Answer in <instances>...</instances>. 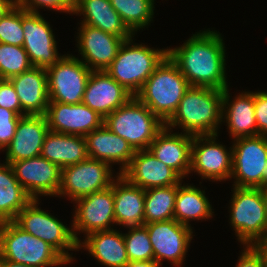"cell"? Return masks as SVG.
<instances>
[{
  "label": "cell",
  "mask_w": 267,
  "mask_h": 267,
  "mask_svg": "<svg viewBox=\"0 0 267 267\" xmlns=\"http://www.w3.org/2000/svg\"><path fill=\"white\" fill-rule=\"evenodd\" d=\"M74 202L77 206L71 227L78 243L81 240L77 234L81 232L87 236L96 231L113 229L110 226L115 224L113 184L105 190L78 198Z\"/></svg>",
  "instance_id": "7c38bea8"
},
{
  "label": "cell",
  "mask_w": 267,
  "mask_h": 267,
  "mask_svg": "<svg viewBox=\"0 0 267 267\" xmlns=\"http://www.w3.org/2000/svg\"><path fill=\"white\" fill-rule=\"evenodd\" d=\"M0 107L14 111L21 116L20 100L9 79H5L0 85Z\"/></svg>",
  "instance_id": "60d3db41"
},
{
  "label": "cell",
  "mask_w": 267,
  "mask_h": 267,
  "mask_svg": "<svg viewBox=\"0 0 267 267\" xmlns=\"http://www.w3.org/2000/svg\"><path fill=\"white\" fill-rule=\"evenodd\" d=\"M89 158L120 165L121 174L130 164L134 149L122 137L110 131L104 124L85 136ZM120 163V164H119Z\"/></svg>",
  "instance_id": "d4e9b609"
},
{
  "label": "cell",
  "mask_w": 267,
  "mask_h": 267,
  "mask_svg": "<svg viewBox=\"0 0 267 267\" xmlns=\"http://www.w3.org/2000/svg\"><path fill=\"white\" fill-rule=\"evenodd\" d=\"M0 259L30 267L68 265L52 246L25 232L14 221L0 223Z\"/></svg>",
  "instance_id": "8992f818"
},
{
  "label": "cell",
  "mask_w": 267,
  "mask_h": 267,
  "mask_svg": "<svg viewBox=\"0 0 267 267\" xmlns=\"http://www.w3.org/2000/svg\"><path fill=\"white\" fill-rule=\"evenodd\" d=\"M48 131L49 126L45 115L22 116L16 126L14 138L5 149V162L11 164L41 155Z\"/></svg>",
  "instance_id": "44dd1931"
},
{
  "label": "cell",
  "mask_w": 267,
  "mask_h": 267,
  "mask_svg": "<svg viewBox=\"0 0 267 267\" xmlns=\"http://www.w3.org/2000/svg\"><path fill=\"white\" fill-rule=\"evenodd\" d=\"M168 56V48L154 49L125 40L117 56L105 70L117 83L133 96L142 89L145 81Z\"/></svg>",
  "instance_id": "3957f363"
},
{
  "label": "cell",
  "mask_w": 267,
  "mask_h": 267,
  "mask_svg": "<svg viewBox=\"0 0 267 267\" xmlns=\"http://www.w3.org/2000/svg\"><path fill=\"white\" fill-rule=\"evenodd\" d=\"M233 142V187L262 189V171L267 165V136L242 137Z\"/></svg>",
  "instance_id": "8fae6325"
},
{
  "label": "cell",
  "mask_w": 267,
  "mask_h": 267,
  "mask_svg": "<svg viewBox=\"0 0 267 267\" xmlns=\"http://www.w3.org/2000/svg\"><path fill=\"white\" fill-rule=\"evenodd\" d=\"M189 88V82L167 56L145 81L136 97L166 123Z\"/></svg>",
  "instance_id": "277c9868"
},
{
  "label": "cell",
  "mask_w": 267,
  "mask_h": 267,
  "mask_svg": "<svg viewBox=\"0 0 267 267\" xmlns=\"http://www.w3.org/2000/svg\"><path fill=\"white\" fill-rule=\"evenodd\" d=\"M21 117L14 111L0 107V150L4 151L14 138Z\"/></svg>",
  "instance_id": "74e56055"
},
{
  "label": "cell",
  "mask_w": 267,
  "mask_h": 267,
  "mask_svg": "<svg viewBox=\"0 0 267 267\" xmlns=\"http://www.w3.org/2000/svg\"><path fill=\"white\" fill-rule=\"evenodd\" d=\"M223 91L190 86L165 126L169 129L179 126L183 133L193 136L218 134L222 124Z\"/></svg>",
  "instance_id": "7a4b0ae2"
},
{
  "label": "cell",
  "mask_w": 267,
  "mask_h": 267,
  "mask_svg": "<svg viewBox=\"0 0 267 267\" xmlns=\"http://www.w3.org/2000/svg\"><path fill=\"white\" fill-rule=\"evenodd\" d=\"M267 187V165L262 171V188Z\"/></svg>",
  "instance_id": "f6af8a7d"
},
{
  "label": "cell",
  "mask_w": 267,
  "mask_h": 267,
  "mask_svg": "<svg viewBox=\"0 0 267 267\" xmlns=\"http://www.w3.org/2000/svg\"><path fill=\"white\" fill-rule=\"evenodd\" d=\"M5 79L0 75V85L2 84V82L4 81Z\"/></svg>",
  "instance_id": "c3c4849f"
},
{
  "label": "cell",
  "mask_w": 267,
  "mask_h": 267,
  "mask_svg": "<svg viewBox=\"0 0 267 267\" xmlns=\"http://www.w3.org/2000/svg\"><path fill=\"white\" fill-rule=\"evenodd\" d=\"M173 131L166 126L149 146L154 156L185 178L191 169L193 135Z\"/></svg>",
  "instance_id": "7402d4cb"
},
{
  "label": "cell",
  "mask_w": 267,
  "mask_h": 267,
  "mask_svg": "<svg viewBox=\"0 0 267 267\" xmlns=\"http://www.w3.org/2000/svg\"><path fill=\"white\" fill-rule=\"evenodd\" d=\"M112 166L106 162L87 158L83 162L62 168L57 197L67 196L69 200L105 190L112 186L115 178Z\"/></svg>",
  "instance_id": "9c48e42d"
},
{
  "label": "cell",
  "mask_w": 267,
  "mask_h": 267,
  "mask_svg": "<svg viewBox=\"0 0 267 267\" xmlns=\"http://www.w3.org/2000/svg\"><path fill=\"white\" fill-rule=\"evenodd\" d=\"M258 246L264 252V255H265L266 260H267V239L265 241L261 242Z\"/></svg>",
  "instance_id": "bcb514c9"
},
{
  "label": "cell",
  "mask_w": 267,
  "mask_h": 267,
  "mask_svg": "<svg viewBox=\"0 0 267 267\" xmlns=\"http://www.w3.org/2000/svg\"><path fill=\"white\" fill-rule=\"evenodd\" d=\"M22 27L23 48L32 66L47 69L64 56L58 54L53 30L41 14L22 8Z\"/></svg>",
  "instance_id": "9a60e30c"
},
{
  "label": "cell",
  "mask_w": 267,
  "mask_h": 267,
  "mask_svg": "<svg viewBox=\"0 0 267 267\" xmlns=\"http://www.w3.org/2000/svg\"><path fill=\"white\" fill-rule=\"evenodd\" d=\"M243 248L236 267H267L266 257L259 246L244 245Z\"/></svg>",
  "instance_id": "f35d334b"
},
{
  "label": "cell",
  "mask_w": 267,
  "mask_h": 267,
  "mask_svg": "<svg viewBox=\"0 0 267 267\" xmlns=\"http://www.w3.org/2000/svg\"><path fill=\"white\" fill-rule=\"evenodd\" d=\"M229 101H231L230 93L226 88L223 91L222 122L227 123L232 139L257 136L254 92L243 91L231 102Z\"/></svg>",
  "instance_id": "484cf974"
},
{
  "label": "cell",
  "mask_w": 267,
  "mask_h": 267,
  "mask_svg": "<svg viewBox=\"0 0 267 267\" xmlns=\"http://www.w3.org/2000/svg\"><path fill=\"white\" fill-rule=\"evenodd\" d=\"M230 204V225L244 246H258L267 239L265 202L260 188L234 187Z\"/></svg>",
  "instance_id": "52a82bcc"
},
{
  "label": "cell",
  "mask_w": 267,
  "mask_h": 267,
  "mask_svg": "<svg viewBox=\"0 0 267 267\" xmlns=\"http://www.w3.org/2000/svg\"><path fill=\"white\" fill-rule=\"evenodd\" d=\"M123 237L129 261L154 260L153 246L145 226L129 227Z\"/></svg>",
  "instance_id": "e575fe53"
},
{
  "label": "cell",
  "mask_w": 267,
  "mask_h": 267,
  "mask_svg": "<svg viewBox=\"0 0 267 267\" xmlns=\"http://www.w3.org/2000/svg\"><path fill=\"white\" fill-rule=\"evenodd\" d=\"M0 43L23 47L22 7L14 5L0 18Z\"/></svg>",
  "instance_id": "d590c367"
},
{
  "label": "cell",
  "mask_w": 267,
  "mask_h": 267,
  "mask_svg": "<svg viewBox=\"0 0 267 267\" xmlns=\"http://www.w3.org/2000/svg\"><path fill=\"white\" fill-rule=\"evenodd\" d=\"M205 191L195 186L177 184V195L174 207V219L191 227L190 220L209 219L213 216L212 206L205 196Z\"/></svg>",
  "instance_id": "f546056e"
},
{
  "label": "cell",
  "mask_w": 267,
  "mask_h": 267,
  "mask_svg": "<svg viewBox=\"0 0 267 267\" xmlns=\"http://www.w3.org/2000/svg\"><path fill=\"white\" fill-rule=\"evenodd\" d=\"M14 6L13 0H0V18Z\"/></svg>",
  "instance_id": "7bdbcfd3"
},
{
  "label": "cell",
  "mask_w": 267,
  "mask_h": 267,
  "mask_svg": "<svg viewBox=\"0 0 267 267\" xmlns=\"http://www.w3.org/2000/svg\"><path fill=\"white\" fill-rule=\"evenodd\" d=\"M121 175L145 190L177 185L183 181L175 170L159 161L149 149L135 151Z\"/></svg>",
  "instance_id": "d6986e66"
},
{
  "label": "cell",
  "mask_w": 267,
  "mask_h": 267,
  "mask_svg": "<svg viewBox=\"0 0 267 267\" xmlns=\"http://www.w3.org/2000/svg\"><path fill=\"white\" fill-rule=\"evenodd\" d=\"M41 156L61 169L83 162L89 157L86 138L49 130L44 138Z\"/></svg>",
  "instance_id": "f1b7e54d"
},
{
  "label": "cell",
  "mask_w": 267,
  "mask_h": 267,
  "mask_svg": "<svg viewBox=\"0 0 267 267\" xmlns=\"http://www.w3.org/2000/svg\"><path fill=\"white\" fill-rule=\"evenodd\" d=\"M257 135L267 136V92H254Z\"/></svg>",
  "instance_id": "ab89813d"
},
{
  "label": "cell",
  "mask_w": 267,
  "mask_h": 267,
  "mask_svg": "<svg viewBox=\"0 0 267 267\" xmlns=\"http://www.w3.org/2000/svg\"><path fill=\"white\" fill-rule=\"evenodd\" d=\"M84 238L78 248H85L101 265L125 267L129 263L123 233L116 229L96 231Z\"/></svg>",
  "instance_id": "83f0119b"
},
{
  "label": "cell",
  "mask_w": 267,
  "mask_h": 267,
  "mask_svg": "<svg viewBox=\"0 0 267 267\" xmlns=\"http://www.w3.org/2000/svg\"><path fill=\"white\" fill-rule=\"evenodd\" d=\"M20 100L21 116L46 115L49 94L45 68L32 66L9 79Z\"/></svg>",
  "instance_id": "603a6c76"
},
{
  "label": "cell",
  "mask_w": 267,
  "mask_h": 267,
  "mask_svg": "<svg viewBox=\"0 0 267 267\" xmlns=\"http://www.w3.org/2000/svg\"><path fill=\"white\" fill-rule=\"evenodd\" d=\"M16 179L32 199L57 196L62 169L41 155L12 162Z\"/></svg>",
  "instance_id": "2e32d148"
},
{
  "label": "cell",
  "mask_w": 267,
  "mask_h": 267,
  "mask_svg": "<svg viewBox=\"0 0 267 267\" xmlns=\"http://www.w3.org/2000/svg\"><path fill=\"white\" fill-rule=\"evenodd\" d=\"M261 190H262V195H263L264 202H265L266 219H267V187H264Z\"/></svg>",
  "instance_id": "7dc6e473"
},
{
  "label": "cell",
  "mask_w": 267,
  "mask_h": 267,
  "mask_svg": "<svg viewBox=\"0 0 267 267\" xmlns=\"http://www.w3.org/2000/svg\"><path fill=\"white\" fill-rule=\"evenodd\" d=\"M155 0H110L114 10L135 34L153 21Z\"/></svg>",
  "instance_id": "d6a6232c"
},
{
  "label": "cell",
  "mask_w": 267,
  "mask_h": 267,
  "mask_svg": "<svg viewBox=\"0 0 267 267\" xmlns=\"http://www.w3.org/2000/svg\"><path fill=\"white\" fill-rule=\"evenodd\" d=\"M177 185L145 190V224L174 219Z\"/></svg>",
  "instance_id": "1f68e13d"
},
{
  "label": "cell",
  "mask_w": 267,
  "mask_h": 267,
  "mask_svg": "<svg viewBox=\"0 0 267 267\" xmlns=\"http://www.w3.org/2000/svg\"><path fill=\"white\" fill-rule=\"evenodd\" d=\"M45 116L50 131L84 137L100 128L104 122L101 115L83 102L64 104L49 101Z\"/></svg>",
  "instance_id": "e0dca14e"
},
{
  "label": "cell",
  "mask_w": 267,
  "mask_h": 267,
  "mask_svg": "<svg viewBox=\"0 0 267 267\" xmlns=\"http://www.w3.org/2000/svg\"><path fill=\"white\" fill-rule=\"evenodd\" d=\"M13 3L34 13H40L38 9L45 7L58 12L73 13V0H13Z\"/></svg>",
  "instance_id": "8d00e7d4"
},
{
  "label": "cell",
  "mask_w": 267,
  "mask_h": 267,
  "mask_svg": "<svg viewBox=\"0 0 267 267\" xmlns=\"http://www.w3.org/2000/svg\"><path fill=\"white\" fill-rule=\"evenodd\" d=\"M224 48L221 34L207 29L193 34L181 47H169L168 56L190 86L225 90L229 87Z\"/></svg>",
  "instance_id": "6da1fadb"
},
{
  "label": "cell",
  "mask_w": 267,
  "mask_h": 267,
  "mask_svg": "<svg viewBox=\"0 0 267 267\" xmlns=\"http://www.w3.org/2000/svg\"><path fill=\"white\" fill-rule=\"evenodd\" d=\"M117 174L113 182L115 224L126 228L144 226L145 189Z\"/></svg>",
  "instance_id": "cb8c5ba5"
},
{
  "label": "cell",
  "mask_w": 267,
  "mask_h": 267,
  "mask_svg": "<svg viewBox=\"0 0 267 267\" xmlns=\"http://www.w3.org/2000/svg\"><path fill=\"white\" fill-rule=\"evenodd\" d=\"M49 101L78 104L92 73L78 57L67 54L46 69Z\"/></svg>",
  "instance_id": "30bf717a"
},
{
  "label": "cell",
  "mask_w": 267,
  "mask_h": 267,
  "mask_svg": "<svg viewBox=\"0 0 267 267\" xmlns=\"http://www.w3.org/2000/svg\"><path fill=\"white\" fill-rule=\"evenodd\" d=\"M218 134L196 135L192 140L190 173L197 172L203 179L226 181L232 175V145L229 150L217 143Z\"/></svg>",
  "instance_id": "4fadbf2b"
},
{
  "label": "cell",
  "mask_w": 267,
  "mask_h": 267,
  "mask_svg": "<svg viewBox=\"0 0 267 267\" xmlns=\"http://www.w3.org/2000/svg\"><path fill=\"white\" fill-rule=\"evenodd\" d=\"M132 97L133 95L106 71H92L82 102L105 118Z\"/></svg>",
  "instance_id": "ffe728a7"
},
{
  "label": "cell",
  "mask_w": 267,
  "mask_h": 267,
  "mask_svg": "<svg viewBox=\"0 0 267 267\" xmlns=\"http://www.w3.org/2000/svg\"><path fill=\"white\" fill-rule=\"evenodd\" d=\"M0 267H30V266L24 265V264H21V263L8 261V260H5V259H0Z\"/></svg>",
  "instance_id": "ee69618b"
},
{
  "label": "cell",
  "mask_w": 267,
  "mask_h": 267,
  "mask_svg": "<svg viewBox=\"0 0 267 267\" xmlns=\"http://www.w3.org/2000/svg\"><path fill=\"white\" fill-rule=\"evenodd\" d=\"M161 265L158 264L154 260L148 261H129V263L125 267H160Z\"/></svg>",
  "instance_id": "b9f144b4"
},
{
  "label": "cell",
  "mask_w": 267,
  "mask_h": 267,
  "mask_svg": "<svg viewBox=\"0 0 267 267\" xmlns=\"http://www.w3.org/2000/svg\"><path fill=\"white\" fill-rule=\"evenodd\" d=\"M78 31L76 40L80 60L92 71H105L125 40L85 24H81Z\"/></svg>",
  "instance_id": "ac0fdd59"
},
{
  "label": "cell",
  "mask_w": 267,
  "mask_h": 267,
  "mask_svg": "<svg viewBox=\"0 0 267 267\" xmlns=\"http://www.w3.org/2000/svg\"><path fill=\"white\" fill-rule=\"evenodd\" d=\"M39 204V199H32L14 222L25 232L52 246L69 264L73 263L74 259L68 251H78L79 248L72 227L68 228L51 213L38 207Z\"/></svg>",
  "instance_id": "ba28073f"
},
{
  "label": "cell",
  "mask_w": 267,
  "mask_h": 267,
  "mask_svg": "<svg viewBox=\"0 0 267 267\" xmlns=\"http://www.w3.org/2000/svg\"><path fill=\"white\" fill-rule=\"evenodd\" d=\"M153 246L154 261L162 265L163 260L181 266L193 238V229L175 219L151 222L144 225Z\"/></svg>",
  "instance_id": "5bb4252c"
},
{
  "label": "cell",
  "mask_w": 267,
  "mask_h": 267,
  "mask_svg": "<svg viewBox=\"0 0 267 267\" xmlns=\"http://www.w3.org/2000/svg\"><path fill=\"white\" fill-rule=\"evenodd\" d=\"M103 124L134 151L148 149L165 123L136 96L104 118Z\"/></svg>",
  "instance_id": "5b68a950"
},
{
  "label": "cell",
  "mask_w": 267,
  "mask_h": 267,
  "mask_svg": "<svg viewBox=\"0 0 267 267\" xmlns=\"http://www.w3.org/2000/svg\"><path fill=\"white\" fill-rule=\"evenodd\" d=\"M72 14L83 15L81 24L99 28L124 40L135 35L114 10L110 0H73Z\"/></svg>",
  "instance_id": "4316f807"
},
{
  "label": "cell",
  "mask_w": 267,
  "mask_h": 267,
  "mask_svg": "<svg viewBox=\"0 0 267 267\" xmlns=\"http://www.w3.org/2000/svg\"><path fill=\"white\" fill-rule=\"evenodd\" d=\"M32 200L16 179L13 168L0 164V223L14 221L18 213Z\"/></svg>",
  "instance_id": "4dcf8cb0"
},
{
  "label": "cell",
  "mask_w": 267,
  "mask_h": 267,
  "mask_svg": "<svg viewBox=\"0 0 267 267\" xmlns=\"http://www.w3.org/2000/svg\"><path fill=\"white\" fill-rule=\"evenodd\" d=\"M32 64L22 46L0 43V75L10 79L29 70Z\"/></svg>",
  "instance_id": "836d02e7"
}]
</instances>
